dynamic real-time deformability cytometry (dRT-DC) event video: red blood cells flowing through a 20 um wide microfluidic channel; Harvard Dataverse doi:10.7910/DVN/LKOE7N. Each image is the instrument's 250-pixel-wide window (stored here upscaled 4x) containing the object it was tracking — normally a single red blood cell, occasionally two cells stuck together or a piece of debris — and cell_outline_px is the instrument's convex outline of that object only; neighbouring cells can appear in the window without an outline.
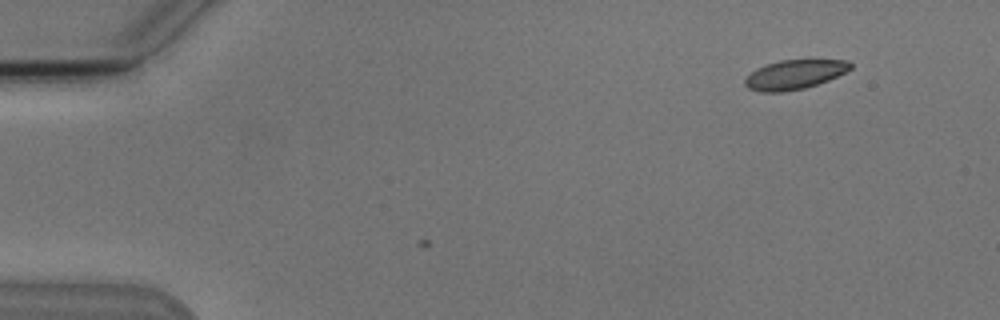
{"species": "Egyptian fruit bat (a non-hibernating species)", "species_latin": "Rousettus aegyptiacus", "temperature_condition": "cold", "stored_images_in_passage": 2, "camera_frame_rate_fps": 3000, "um_per_image_px": 0.085, "animal": {"sex": "male"}, "frame": {"image": 1, "passage_image": 2, "time_ms": 1.333, "image_size_px": [1000, 320], "cell_outline_px": [[852, 68], [828, 80], [804, 88], [784, 92], [760, 92], [748, 88], [744, 84], [744, 80], [756, 68], [764, 64], [780, 60], [848, 60], [852, 64]], "centroid_in_image_um": [67.5, 6.33], "position_along_channel_um": 17.5, "area_um2": 17.98}}